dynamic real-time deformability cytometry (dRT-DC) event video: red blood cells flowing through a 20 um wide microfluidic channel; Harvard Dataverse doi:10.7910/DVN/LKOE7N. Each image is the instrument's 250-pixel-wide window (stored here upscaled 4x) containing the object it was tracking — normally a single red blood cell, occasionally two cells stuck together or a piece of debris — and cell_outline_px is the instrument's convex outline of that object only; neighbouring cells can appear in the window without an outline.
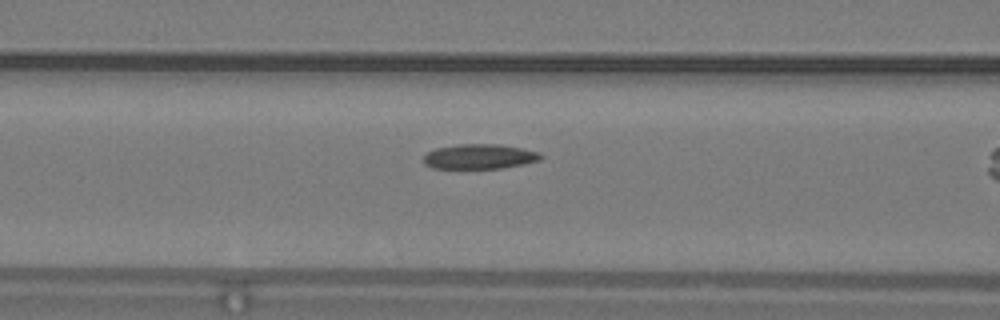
{"species": "common noctule bat (a hibernating species)", "species_latin": "Nyctalus noctula", "temperature_condition": "warm", "stored_images_in_passage": 23, "camera_frame_rate_fps": 3000, "um_per_image_px": 0.085, "animal": {"sex": "male", "body_mass_g": 19.2, "forearm_length_mm": 51.8}, "frame": {"image": 1, "passage_image": 10, "time_ms": 3.0, "image_size_px": [1000, 320], "cell_outline_px": [[544, 156], [540, 160], [524, 164], [500, 168], [432, 168], [424, 164], [424, 156], [428, 152], [436, 148], [460, 144], [500, 144], [540, 152]], "centroid_in_image_um": [40.78, 13.3], "position_along_channel_um": 125.8, "area_um2": 16.94}}